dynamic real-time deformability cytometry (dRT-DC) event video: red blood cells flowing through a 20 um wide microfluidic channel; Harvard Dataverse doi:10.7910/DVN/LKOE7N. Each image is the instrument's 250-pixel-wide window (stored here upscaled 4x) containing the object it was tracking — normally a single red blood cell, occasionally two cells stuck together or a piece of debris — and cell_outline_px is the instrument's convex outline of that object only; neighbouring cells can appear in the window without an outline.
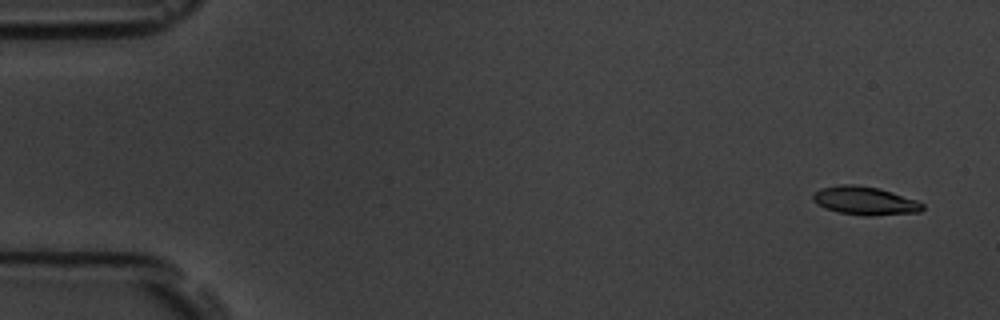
{"species": "common noctule bat (a hibernating species)", "species_latin": "Nyctalus noctula", "temperature_condition": "room temperature", "stored_images_in_passage": 5, "camera_frame_rate_fps": 3000, "um_per_image_px": 0.085, "animal": {"sex": "male", "body_mass_g": 19.5, "forearm_length_mm": 54.6}, "frame": {"image": 1, "passage_image": 1, "time_ms": 0.0, "image_size_px": [1000, 320], "cell_outline_px": [[924, 208], [920, 212], [872, 216], [864, 216], [840, 212], [824, 208], [816, 204], [812, 200], [812, 196], [820, 188], [840, 184], [852, 184], [880, 188], [916, 200], [924, 204]], "centroid_in_image_um": [73.51, 17.06], "position_along_channel_um": 11.5, "area_um2": 18.21}}
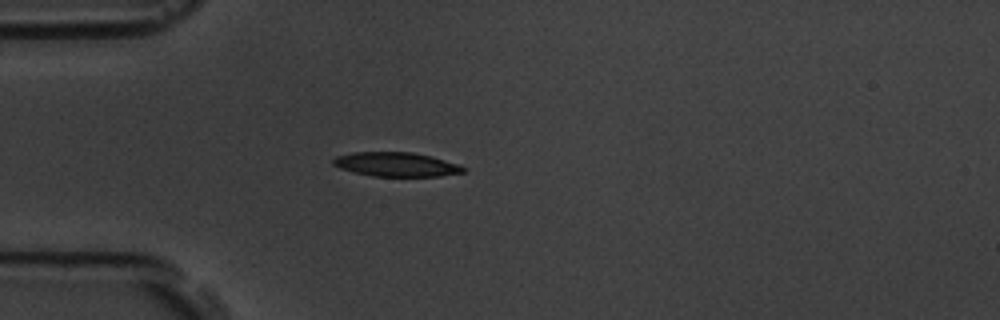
{"frame": {"image": 2, "passage_image": 4, "time_ms": 4.333, "image_size_px": [1000, 320], "cell_outline_px": [[464, 172], [440, 176], [372, 176], [352, 172], [340, 168], [332, 164], [332, 160], [336, 156], [352, 152], [412, 152], [432, 156], [460, 164], [464, 168]], "centroid_in_image_um": [33.66, 13.97], "position_along_channel_um": 51.3, "area_um2": 18.44}}